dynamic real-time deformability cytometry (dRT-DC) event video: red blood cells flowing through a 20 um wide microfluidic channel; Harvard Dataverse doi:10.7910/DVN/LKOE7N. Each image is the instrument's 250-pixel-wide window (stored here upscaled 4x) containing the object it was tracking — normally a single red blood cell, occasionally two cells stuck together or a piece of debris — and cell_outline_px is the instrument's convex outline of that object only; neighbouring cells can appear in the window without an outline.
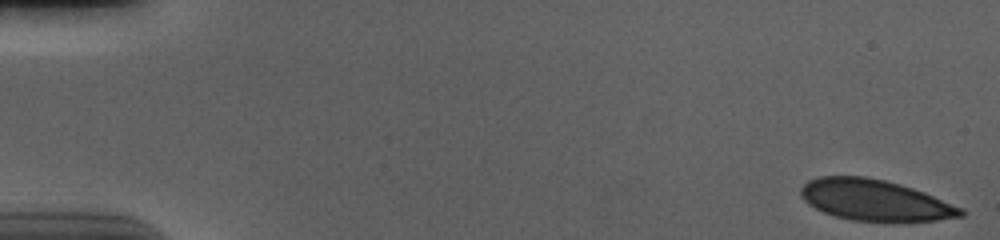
{"species": "human", "species_latin": "Homo sapiens", "temperature_condition": "cold", "stored_images_in_passage": 16, "camera_frame_rate_fps": 3000, "um_per_image_px": 0.085, "donor": {"sex": "male"}, "frame": {"image": 1, "passage_image": 1, "time_ms": 0.0, "image_size_px": [1000, 240], "cell_outline_px": [[964, 216], [936, 220], [852, 220], [836, 216], [824, 212], [808, 204], [800, 196], [800, 188], [808, 180], [820, 176], [864, 176], [884, 180], [900, 184], [924, 192], [964, 208]], "centroid_in_image_um": [74.35, 16.99], "position_along_channel_um": 10.7, "area_um2": 37.8}}
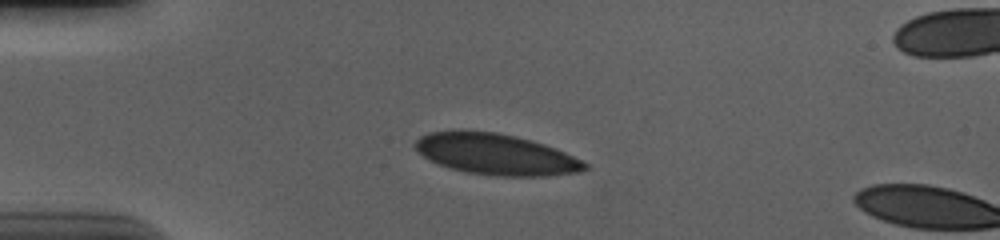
{"frame": {"image": 2, "passage_image": 14, "time_ms": 4.333, "image_size_px": [1000, 240], "cell_outline_px": [[592, 168], [580, 172], [548, 176], [496, 176], [468, 172], [448, 168], [436, 164], [424, 156], [412, 144], [420, 136], [432, 132], [460, 128], [496, 132], [516, 136], [544, 144], [556, 148], [588, 164]], "centroid_in_image_um": [42.13, 13.1], "position_along_channel_um": 42.9, "area_um2": 41.1}}